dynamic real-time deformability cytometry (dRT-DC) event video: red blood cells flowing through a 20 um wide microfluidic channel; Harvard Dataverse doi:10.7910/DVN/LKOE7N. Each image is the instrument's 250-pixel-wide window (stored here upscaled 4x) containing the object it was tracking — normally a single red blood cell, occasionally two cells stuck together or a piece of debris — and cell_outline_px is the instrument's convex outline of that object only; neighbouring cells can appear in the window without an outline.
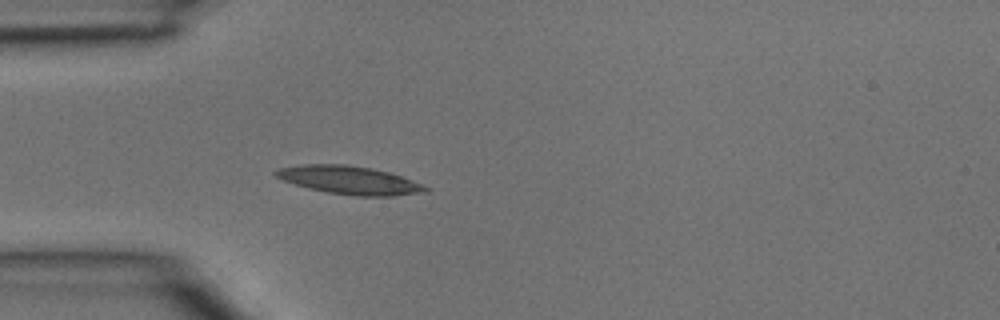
{"species": "common noctule bat (a hibernating species)", "species_latin": "Nyctalus noctula", "temperature_condition": "room temperature", "stored_images_in_passage": 3, "camera_frame_rate_fps": 3000, "um_per_image_px": 0.085, "animal": {"sex": "male", "body_mass_g": 15.6}, "frame": {"image": 1, "passage_image": 3, "time_ms": 0.667, "image_size_px": [1000, 320], "cell_outline_px": [[432, 188], [428, 192], [392, 196], [356, 196], [328, 192], [308, 188], [284, 180], [276, 176], [272, 172], [280, 168], [300, 164], [344, 164], [372, 168], [388, 172], [412, 180]], "centroid_in_image_um": [29.74, 15.31], "position_along_channel_um": 55.3, "area_um2": 24.57}}